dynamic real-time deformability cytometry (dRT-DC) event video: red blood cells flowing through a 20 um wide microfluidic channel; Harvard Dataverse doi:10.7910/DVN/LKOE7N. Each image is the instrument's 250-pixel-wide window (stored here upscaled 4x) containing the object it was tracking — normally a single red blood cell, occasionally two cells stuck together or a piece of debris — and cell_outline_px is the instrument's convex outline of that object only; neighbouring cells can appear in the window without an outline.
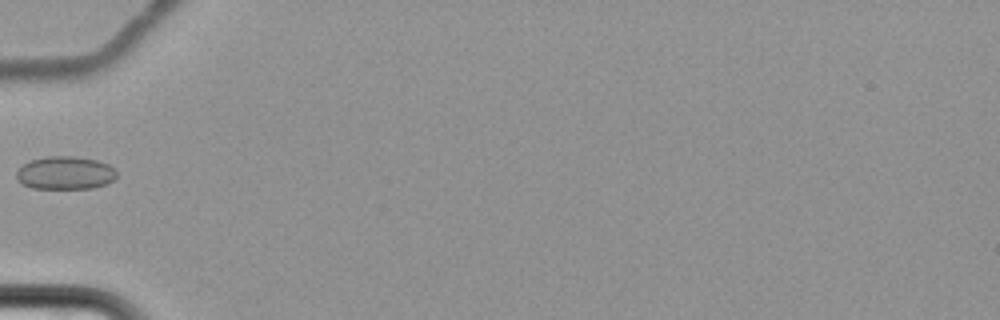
{"species": "common noctule bat (a hibernating species)", "species_latin": "Nyctalus noctula", "temperature_condition": "cold", "stored_images_in_passage": 1, "camera_frame_rate_fps": 3000, "um_per_image_px": 0.085, "animal": {"sex": "female", "body_mass_g": 22.7, "forearm_length_mm": 54.2}, "frame": {"image": 1, "passage_image": 1, "time_ms": 0.0, "image_size_px": [1000, 320], "cell_outline_px": [[116, 176], [112, 180], [104, 184], [92, 188], [32, 188], [16, 180], [16, 172], [24, 164], [32, 160], [48, 156], [72, 156], [96, 160], [108, 164], [116, 172]], "centroid_in_image_um": [5.52, 14.7], "position_along_channel_um": 79.5, "area_um2": 19.02}}